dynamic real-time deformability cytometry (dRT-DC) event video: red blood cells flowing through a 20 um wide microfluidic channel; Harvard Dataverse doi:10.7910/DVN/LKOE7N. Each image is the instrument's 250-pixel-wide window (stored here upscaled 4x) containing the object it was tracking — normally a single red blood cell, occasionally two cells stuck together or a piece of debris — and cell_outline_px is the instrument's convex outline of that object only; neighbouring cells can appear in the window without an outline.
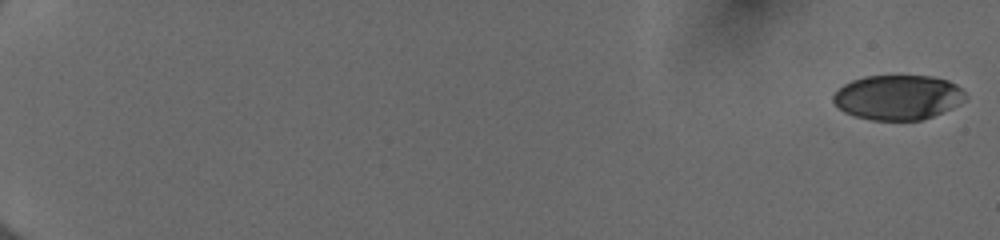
{"species": "human", "species_latin": "Homo sapiens", "temperature_condition": "cold", "stored_images_in_passage": 54, "camera_frame_rate_fps": 3000, "um_per_image_px": 0.085, "donor": {"sex": "female"}, "frame": {"image": 1, "passage_image": 1, "time_ms": 0.0, "image_size_px": [1000, 240], "cell_outline_px": [[968, 96], [960, 104], [952, 108], [932, 116], [920, 120], [872, 120], [856, 116], [844, 112], [832, 100], [832, 96], [844, 84], [852, 80], [864, 76], [932, 76], [948, 80], [956, 84]], "centroid_in_image_um": [76.34, 8.27], "position_along_channel_um": 8.7, "area_um2": 34.45}}
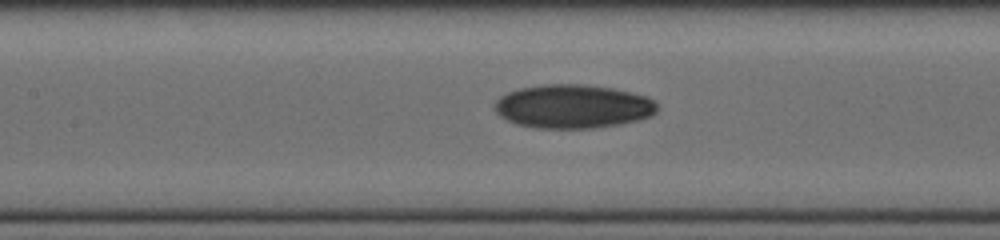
{"frame": {"image": 2, "passage_image": 29, "time_ms": 9.333, "image_size_px": [1000, 240], "cell_outline_px": [[656, 112], [652, 116], [640, 120], [620, 124], [592, 128], [536, 128], [516, 124], [500, 116], [492, 108], [496, 100], [500, 96], [508, 92], [520, 88], [544, 84], [584, 84], [612, 88], [632, 92], [648, 96], [656, 104]], "centroid_in_image_um": [48.69, 9.04], "position_along_channel_um": 158.7, "area_um2": 41.67}}
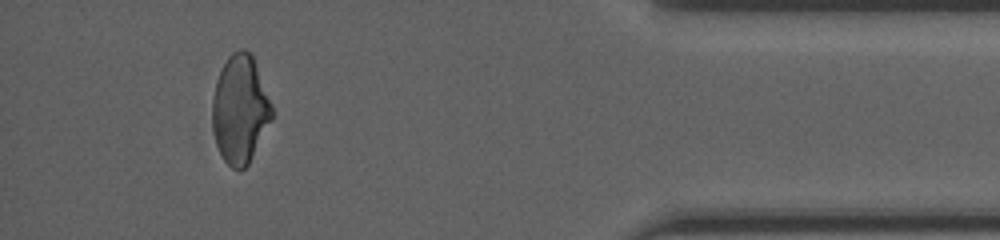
{"frame": {"image": 3, "passage_image": 51, "time_ms": 16.667, "image_size_px": [1000, 240], "cell_outline_px": [[272, 120], [248, 164], [240, 172], [232, 168], [224, 160], [216, 144], [212, 128], [212, 100], [216, 80], [228, 56], [232, 52], [240, 48], [244, 48], [252, 56], [272, 108]], "centroid_in_image_um": [20.37, 9.33], "position_along_channel_um": 414.8, "area_um2": 37.17}, "authors_computed_cell_mechanics": {"area_um2": 38.1769, "velocity_mm_per_s": 4.0138, "shape_relaxation_time_tau1_ms": 9.8733, "shape_relaxation_time_tau2_ms": 3.0316, "deformation_change_tau1": 0.2053, "deformation_change_tau2": 0.0784}}